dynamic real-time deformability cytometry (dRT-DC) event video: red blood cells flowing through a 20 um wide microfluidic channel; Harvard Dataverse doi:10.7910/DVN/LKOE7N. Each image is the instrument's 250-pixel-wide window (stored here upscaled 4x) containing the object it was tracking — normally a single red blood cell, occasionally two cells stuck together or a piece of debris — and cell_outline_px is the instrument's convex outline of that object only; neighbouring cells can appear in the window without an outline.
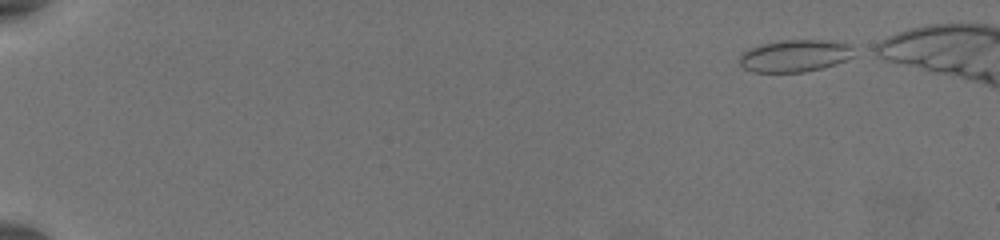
{"species": "common noctule bat (a hibernating species)", "species_latin": "Nyctalus noctula", "temperature_condition": "warm", "stored_images_in_passage": 48, "camera_frame_rate_fps": 3000, "um_per_image_px": 0.085, "animal": {"sex": "female", "body_mass_g": 19.5, "forearm_length_mm": 54.1}, "frame": {"image": 1, "passage_image": 1, "time_ms": 0.0, "image_size_px": [1000, 240], "cell_outline_px": [[856, 56], [836, 64], [804, 72], [756, 72], [744, 68], [740, 64], [740, 56], [748, 48], [764, 44], [784, 40], [820, 40], [848, 44], [852, 48]], "centroid_in_image_um": [67.58, 4.75], "position_along_channel_um": 17.4, "area_um2": 21.21}}
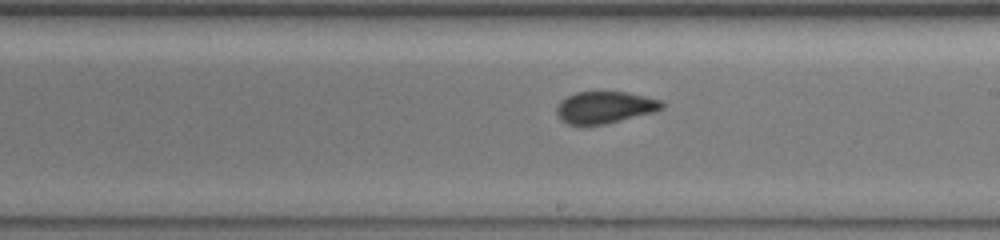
{"frame": {"image": 2, "passage_image": 31, "time_ms": 10.0, "image_size_px": [1000, 240], "cell_outline_px": [[664, 108], [656, 112], [604, 124], [580, 128], [568, 124], [560, 120], [556, 112], [556, 108], [560, 100], [576, 92], [624, 92], [644, 96], [660, 100], [664, 104]], "centroid_in_image_um": [51.36, 9.16], "position_along_channel_um": 237.6, "area_um2": 20.0}}
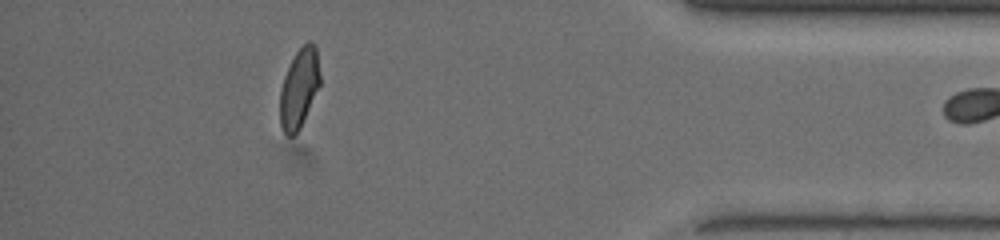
{"frame": {"image": 3, "passage_image": 47, "time_ms": 15.333, "image_size_px": [1000, 240], "cell_outline_px": [[320, 84], [300, 128], [292, 136], [288, 136], [284, 132], [280, 124], [280, 92], [284, 76], [296, 52], [308, 40], [316, 44], [320, 76]], "centroid_in_image_um": [25.43, 7.48], "position_along_channel_um": 409.8, "area_um2": 18.32}}